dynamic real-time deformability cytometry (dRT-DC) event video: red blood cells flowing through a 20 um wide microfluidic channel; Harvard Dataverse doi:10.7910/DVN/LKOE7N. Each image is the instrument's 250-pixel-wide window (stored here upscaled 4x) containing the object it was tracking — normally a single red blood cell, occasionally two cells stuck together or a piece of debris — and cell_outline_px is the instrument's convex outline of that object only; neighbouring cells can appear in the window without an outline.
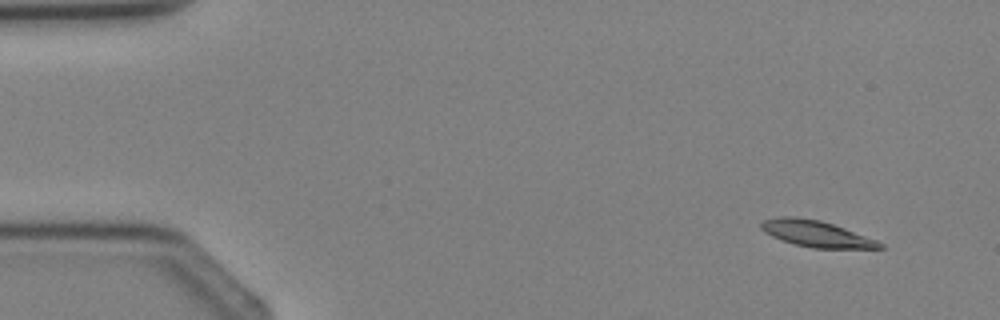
{"species": "Egyptian fruit bat (a non-hibernating species)", "species_latin": "Rousettus aegyptiacus", "temperature_condition": "cold", "stored_images_in_passage": 3, "camera_frame_rate_fps": 3000, "um_per_image_px": 0.085, "animal": {"sex": "female"}, "frame": {"image": 1, "passage_image": 1, "time_ms": 0.0, "image_size_px": [1000, 320], "cell_outline_px": [[884, 248], [812, 248], [796, 244], [772, 236], [764, 232], [760, 228], [760, 224], [764, 220], [780, 216], [796, 216], [820, 220], [844, 228], [876, 240], [884, 244]], "centroid_in_image_um": [69.36, 19.86], "position_along_channel_um": 15.6, "area_um2": 17.92}}
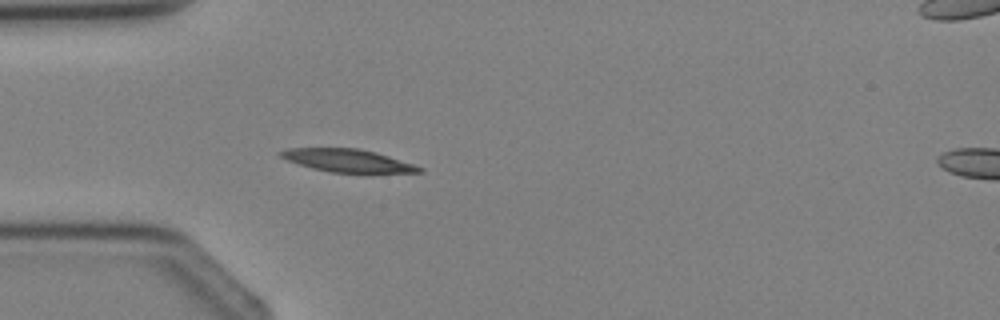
{"frame": {"image": 2, "passage_image": 3, "time_ms": 2.667, "image_size_px": [1000, 320], "cell_outline_px": [[424, 172], [328, 172], [312, 168], [288, 160], [280, 156], [276, 152], [284, 148], [356, 148], [376, 152], [424, 168]], "centroid_in_image_um": [29.48, 13.63], "position_along_channel_um": 55.5, "area_um2": 18.15}}